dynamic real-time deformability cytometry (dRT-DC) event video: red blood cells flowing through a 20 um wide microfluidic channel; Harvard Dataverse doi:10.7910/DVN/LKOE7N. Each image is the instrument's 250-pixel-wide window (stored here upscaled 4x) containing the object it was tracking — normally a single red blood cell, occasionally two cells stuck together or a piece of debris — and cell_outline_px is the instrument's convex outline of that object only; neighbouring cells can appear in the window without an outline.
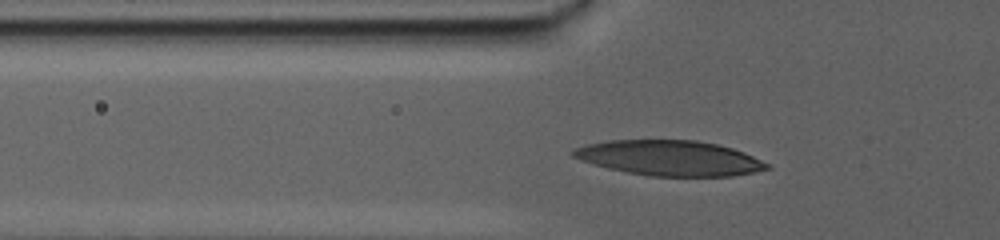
{"species": "human", "species_latin": "Homo sapiens", "temperature_condition": "warm", "stored_images_in_passage": 42, "camera_frame_rate_fps": 3000, "um_per_image_px": 0.085, "donor": {"sex": "male"}, "frame": {"image": 1, "passage_image": 2, "time_ms": 0.333, "image_size_px": [1000, 240], "cell_outline_px": [[772, 168], [756, 172], [732, 176], [648, 176], [608, 168], [580, 160], [572, 156], [568, 152], [572, 148], [588, 144], [608, 140], [696, 140], [716, 144], [732, 148], [744, 152], [772, 164]], "centroid_in_image_um": [56.93, 13.43], "position_along_channel_um": 68.9, "area_um2": 40.0}}
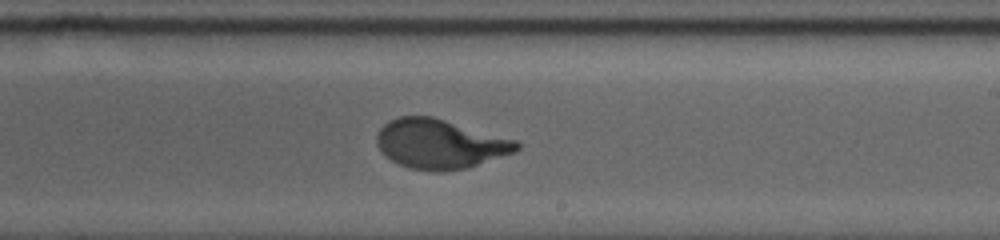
{"frame": {"image": 2, "passage_image": 23, "time_ms": 7.333, "image_size_px": [1000, 240], "cell_outline_px": [[520, 148], [516, 152], [468, 168], [444, 172], [432, 172], [408, 168], [392, 160], [376, 144], [376, 136], [380, 128], [388, 120], [400, 116], [432, 116], [516, 140], [520, 144]], "centroid_in_image_um": [37.41, 12.24], "position_along_channel_um": 251.6, "area_um2": 40.4}}
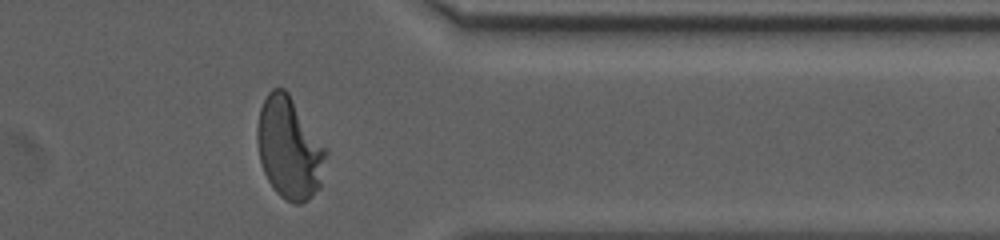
{"frame": {"image": 3, "passage_image": 39, "time_ms": 12.667, "image_size_px": [1000, 240], "cell_outline_px": [[328, 152], [320, 188], [308, 200], [300, 204], [296, 204], [280, 196], [276, 192], [268, 180], [264, 172], [260, 160], [256, 140], [256, 128], [260, 108], [268, 92], [272, 88], [284, 88], [288, 92], [328, 148]], "centroid_in_image_um": [24.61, 12.58], "position_along_channel_um": 386.8, "area_um2": 41.21}, "authors_computed_cell_mechanics": {"area_um2": 40.1999, "velocity_mm_per_s": 2.6583, "shape_relaxation_time_tau1_ms": 5.5378, "shape_relaxation_time_tau2_ms": null, "deformation_change_tau1": 0.2521, "deformation_change_tau2": null}}